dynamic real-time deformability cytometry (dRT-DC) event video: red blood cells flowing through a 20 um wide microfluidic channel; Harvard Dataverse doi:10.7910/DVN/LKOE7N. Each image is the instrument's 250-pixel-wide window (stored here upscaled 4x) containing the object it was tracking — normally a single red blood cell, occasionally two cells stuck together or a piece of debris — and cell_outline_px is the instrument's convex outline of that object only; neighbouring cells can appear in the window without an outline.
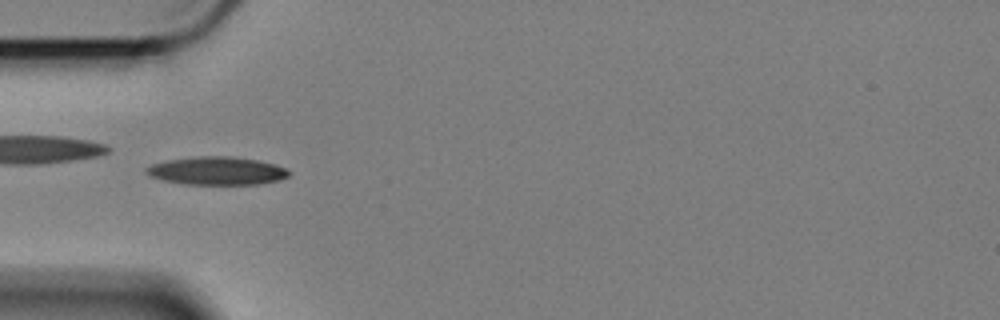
{"species": "Egyptian fruit bat (a non-hibernating species)", "species_latin": "Rousettus aegyptiacus", "temperature_condition": "cold", "stored_images_in_passage": 17, "camera_frame_rate_fps": 3000, "um_per_image_px": 0.085, "animal": {"sex": "female"}, "frame": {"image": 1, "passage_image": 7, "time_ms": 2.0, "image_size_px": [1000, 320], "cell_outline_px": [[292, 172], [288, 176], [280, 180], [260, 184], [184, 184], [164, 180], [148, 176], [144, 172], [144, 168], [152, 164], [168, 160], [200, 156], [232, 156], [256, 160], [276, 164]], "centroid_in_image_um": [18.43, 14.52], "position_along_channel_um": 66.6, "area_um2": 23.41}}
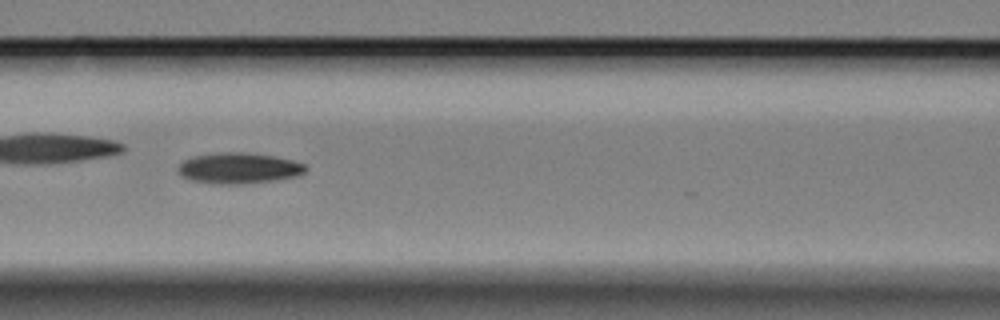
{"frame": {"image": 2, "passage_image": 14, "time_ms": 4.333, "image_size_px": [1000, 320], "cell_outline_px": [[308, 168], [304, 172], [296, 176], [272, 180], [240, 184], [220, 184], [192, 180], [184, 176], [180, 172], [180, 164], [184, 160], [192, 156], [220, 152], [244, 152], [272, 156], [292, 160], [304, 164]], "centroid_in_image_um": [20.31, 14.28], "position_along_channel_um": 146.3, "area_um2": 22.48}}